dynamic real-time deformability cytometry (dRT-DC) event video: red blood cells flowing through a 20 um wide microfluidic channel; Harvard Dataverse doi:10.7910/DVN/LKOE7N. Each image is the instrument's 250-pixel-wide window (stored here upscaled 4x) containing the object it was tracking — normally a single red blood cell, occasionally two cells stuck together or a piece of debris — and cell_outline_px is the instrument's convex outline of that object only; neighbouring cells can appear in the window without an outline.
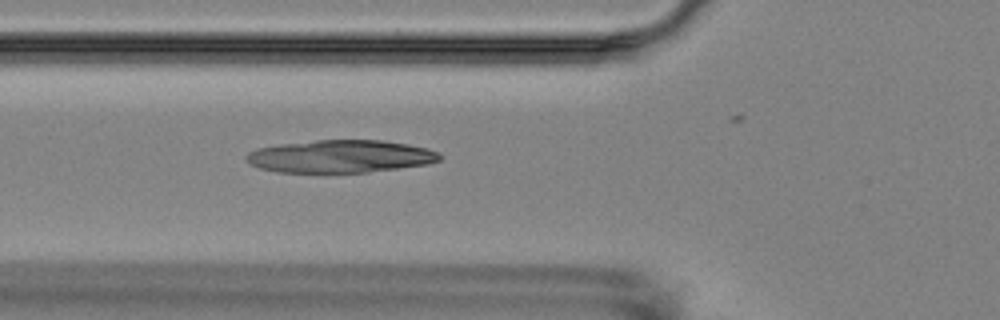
{"species": "Egyptian fruit bat (a non-hibernating species)", "species_latin": "Rousettus aegyptiacus", "temperature_condition": "room temperature", "stored_images_in_passage": 5, "camera_frame_rate_fps": 3000, "um_per_image_px": 0.085, "animal": {"sex": "female"}, "frame": {"image": 1, "passage_image": 5, "time_ms": 5.333, "image_size_px": [1000, 320], "cell_outline_px": [[444, 156], [440, 160], [428, 164], [368, 172], [276, 172], [260, 168], [252, 164], [244, 156], [248, 152], [256, 148], [280, 144], [316, 140], [384, 140], [408, 144], [428, 148], [440, 152]], "centroid_in_image_um": [28.97, 13.28], "position_along_channel_um": 96.8, "area_um2": 36.93}}